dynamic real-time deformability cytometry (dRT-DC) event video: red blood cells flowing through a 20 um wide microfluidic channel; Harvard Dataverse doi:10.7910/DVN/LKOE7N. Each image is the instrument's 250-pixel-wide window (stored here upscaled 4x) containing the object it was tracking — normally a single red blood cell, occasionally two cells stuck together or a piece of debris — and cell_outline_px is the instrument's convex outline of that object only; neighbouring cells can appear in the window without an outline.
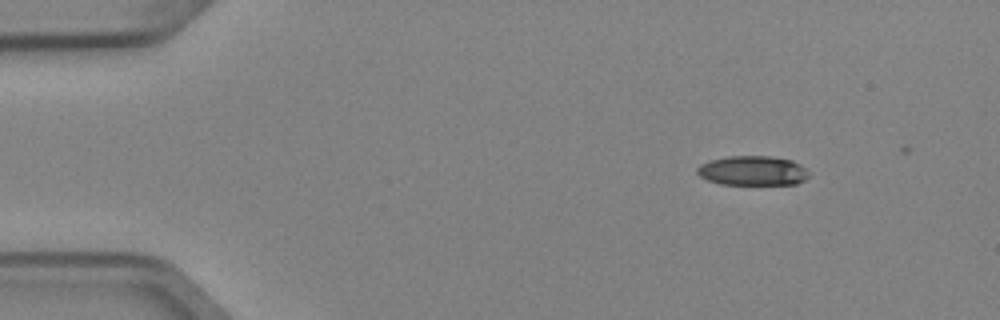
{"species": "Egyptian fruit bat (a non-hibernating species)", "species_latin": "Rousettus aegyptiacus", "temperature_condition": "cold", "stored_images_in_passage": 5, "camera_frame_rate_fps": 3000, "um_per_image_px": 0.085, "animal": {"sex": "female"}, "frame": {"image": 1, "passage_image": 1, "time_ms": 0.0, "image_size_px": [1000, 320], "cell_outline_px": [[808, 176], [804, 180], [796, 184], [720, 184], [708, 180], [700, 176], [696, 172], [696, 168], [700, 164], [708, 160], [728, 156], [772, 156], [792, 160], [800, 164], [808, 172]], "centroid_in_image_um": [63.95, 14.5], "position_along_channel_um": 21.1, "area_um2": 19.31}}
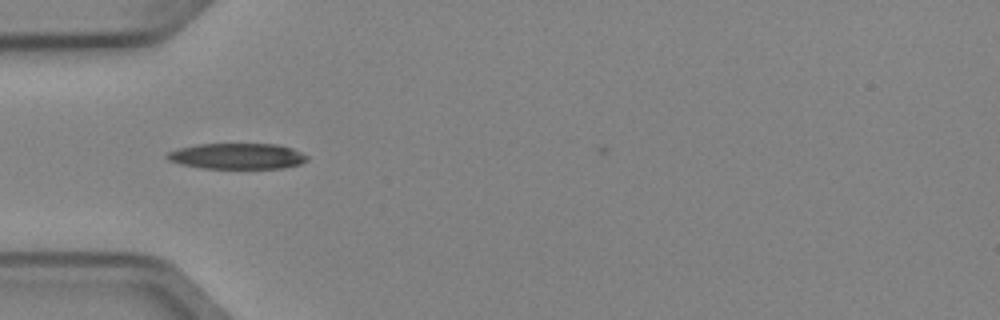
{"frame": {"image": 2, "passage_image": 4, "time_ms": 1.0, "image_size_px": [1000, 320], "cell_outline_px": [[308, 160], [300, 164], [284, 168], [204, 168], [184, 164], [168, 160], [164, 156], [168, 152], [180, 148], [196, 144], [276, 144], [292, 148], [308, 156]], "centroid_in_image_um": [20.18, 13.27], "position_along_channel_um": 64.8, "area_um2": 20.92}}
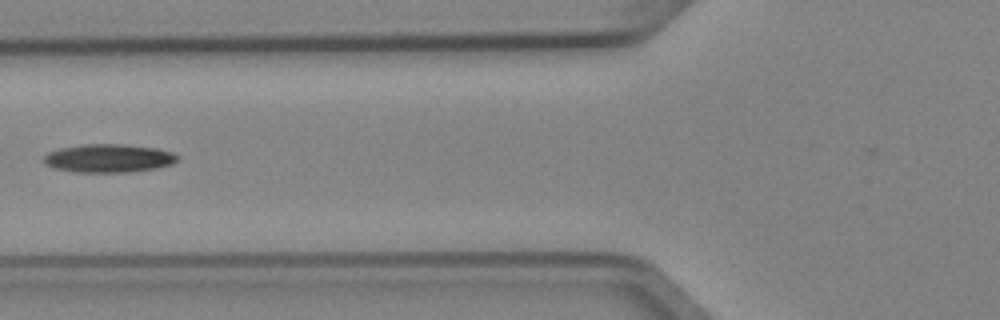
{"frame": {"image": 3, "passage_image": 5, "time_ms": 1.333, "image_size_px": [1000, 320], "cell_outline_px": [[180, 156], [172, 164], [156, 168], [128, 172], [76, 172], [56, 168], [44, 164], [44, 156], [48, 152], [60, 148], [80, 144], [120, 144], [156, 148], [172, 152]], "centroid_in_image_um": [9.23, 13.44], "position_along_channel_um": 116.6, "area_um2": 22.02}}